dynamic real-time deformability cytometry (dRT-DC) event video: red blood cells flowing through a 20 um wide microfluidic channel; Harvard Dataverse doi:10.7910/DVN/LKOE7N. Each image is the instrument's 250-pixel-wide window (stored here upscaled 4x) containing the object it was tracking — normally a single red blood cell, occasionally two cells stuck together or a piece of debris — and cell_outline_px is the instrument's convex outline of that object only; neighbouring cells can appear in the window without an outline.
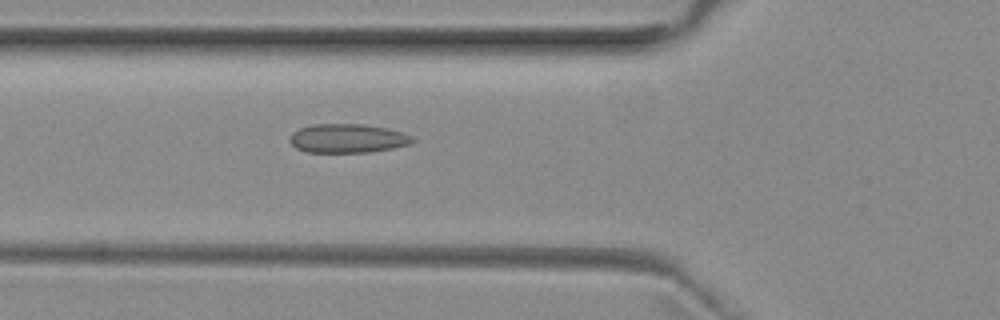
{"species": "common noctule bat (a hibernating species)", "species_latin": "Nyctalus noctula", "temperature_condition": "room temperature", "stored_images_in_passage": 37, "camera_frame_rate_fps": 3000, "um_per_image_px": 0.085, "animal": {"sex": "female", "body_mass_g": 29.2, "forearm_length_mm": 56.3}, "frame": {"image": 1, "passage_image": 4, "time_ms": 1.0, "image_size_px": [1000, 320], "cell_outline_px": [[416, 140], [412, 144], [392, 148], [368, 152], [308, 152], [296, 148], [288, 140], [292, 132], [300, 128], [312, 124], [360, 124], [388, 128], [412, 136]], "centroid_in_image_um": [29.54, 11.76], "position_along_channel_um": 96.3, "area_um2": 20.69}}
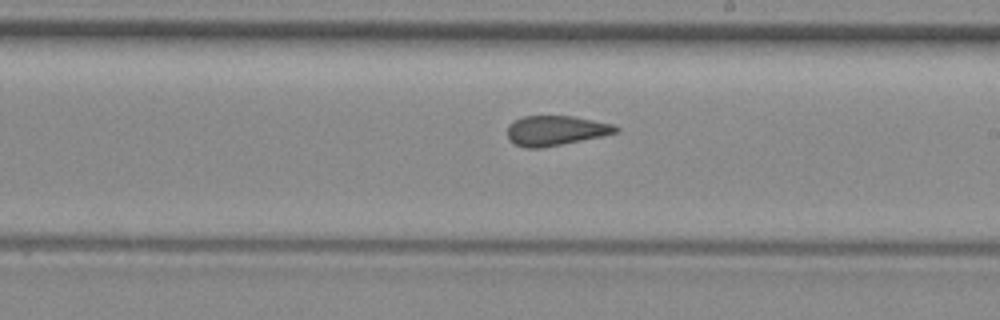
{"frame": {"image": 2, "passage_image": 15, "time_ms": 4.667, "image_size_px": [1000, 320], "cell_outline_px": [[620, 128], [616, 132], [600, 136], [540, 148], [528, 148], [516, 144], [508, 136], [508, 124], [524, 116], [572, 116], [612, 124]], "centroid_in_image_um": [47.21, 11.08], "position_along_channel_um": 241.8, "area_um2": 18.32}}
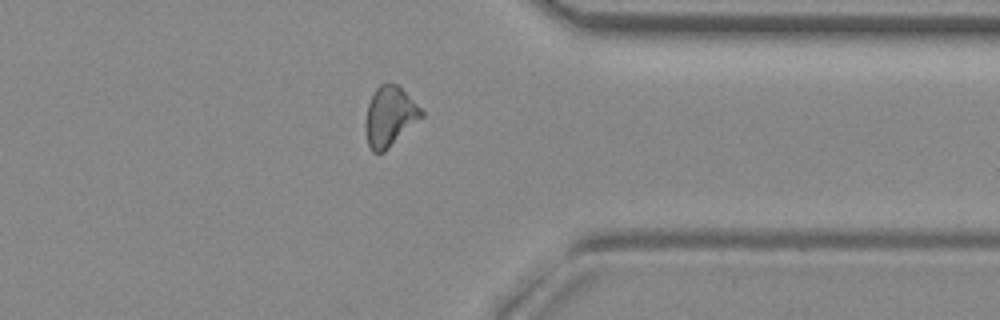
{"frame": {"image": 3, "passage_image": 26, "time_ms": 8.333, "image_size_px": [1000, 320], "cell_outline_px": [[424, 116], [384, 152], [372, 152], [368, 144], [364, 128], [364, 124], [368, 104], [376, 88], [380, 84], [396, 84], [424, 112]], "centroid_in_image_um": [33.1, 9.93], "position_along_channel_um": 378.3, "area_um2": 19.25}, "authors_computed_cell_mechanics": {"area_um2": 19.2474, "velocity_mm_per_s": 3.9523, "shape_relaxation_time_tau1_ms": null, "shape_relaxation_time_tau2_ms": 1.8597, "deformation_change_tau1": null, "deformation_change_tau2": 0.1046}}